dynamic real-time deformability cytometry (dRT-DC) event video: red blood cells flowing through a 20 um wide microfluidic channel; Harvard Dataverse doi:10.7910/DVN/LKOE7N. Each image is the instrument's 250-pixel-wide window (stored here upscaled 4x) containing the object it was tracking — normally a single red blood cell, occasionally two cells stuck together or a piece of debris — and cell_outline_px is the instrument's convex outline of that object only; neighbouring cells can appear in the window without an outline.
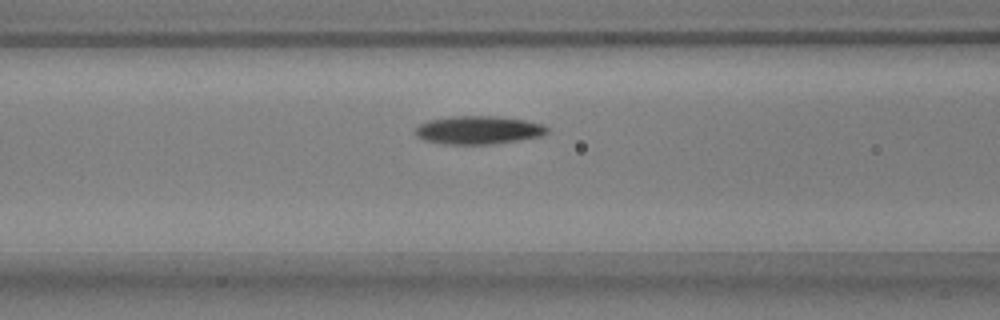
{"species": "common noctule bat (a hibernating species)", "species_latin": "Nyctalus noctula", "temperature_condition": "warm", "stored_images_in_passage": 13, "camera_frame_rate_fps": 3000, "um_per_image_px": 0.085, "animal": {"sex": "male", "body_mass_g": 17.9, "forearm_length_mm": 54.2}, "frame": {"image": 1, "passage_image": 11, "time_ms": 3.333, "image_size_px": [1000, 320], "cell_outline_px": [[548, 132], [540, 136], [492, 144], [444, 144], [424, 140], [416, 136], [416, 128], [420, 124], [428, 120], [456, 116], [496, 116], [524, 120], [544, 124], [548, 128]], "centroid_in_image_um": [40.66, 11.05], "position_along_channel_um": 125.9, "area_um2": 21.5}}